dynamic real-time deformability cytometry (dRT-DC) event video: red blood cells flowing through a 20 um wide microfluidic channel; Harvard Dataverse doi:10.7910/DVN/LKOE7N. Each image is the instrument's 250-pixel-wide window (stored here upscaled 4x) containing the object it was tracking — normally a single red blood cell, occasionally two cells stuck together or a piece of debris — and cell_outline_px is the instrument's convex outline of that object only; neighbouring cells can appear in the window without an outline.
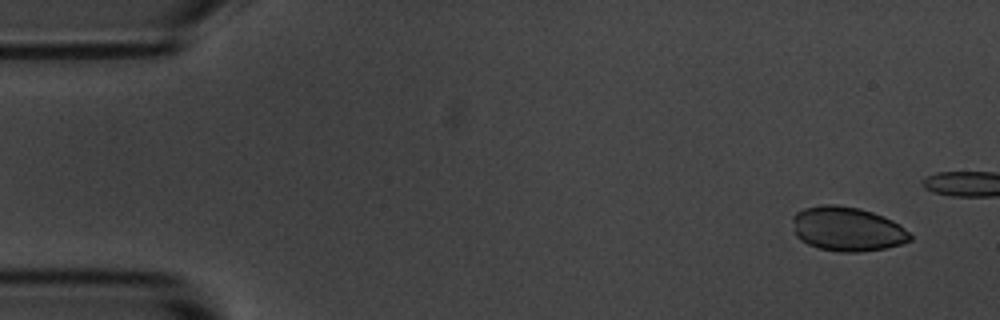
{"species": "common noctule bat (a hibernating species)", "species_latin": "Nyctalus noctula", "temperature_condition": "room temperature", "stored_images_in_passage": 5, "camera_frame_rate_fps": 3000, "um_per_image_px": 0.085, "animal": {"sex": "male", "body_mass_g": 20.1, "forearm_length_mm": 53.5}, "frame": {"image": 1, "passage_image": 1, "time_ms": 0.0, "image_size_px": [1000, 320], "cell_outline_px": [[912, 240], [900, 244], [884, 248], [856, 252], [840, 252], [820, 248], [808, 244], [800, 240], [796, 236], [792, 220], [792, 216], [796, 212], [804, 208], [820, 204], [836, 204], [860, 208], [884, 216], [900, 224], [912, 236]], "centroid_in_image_um": [72.0, 19.45], "position_along_channel_um": 13.0, "area_um2": 30.46}}